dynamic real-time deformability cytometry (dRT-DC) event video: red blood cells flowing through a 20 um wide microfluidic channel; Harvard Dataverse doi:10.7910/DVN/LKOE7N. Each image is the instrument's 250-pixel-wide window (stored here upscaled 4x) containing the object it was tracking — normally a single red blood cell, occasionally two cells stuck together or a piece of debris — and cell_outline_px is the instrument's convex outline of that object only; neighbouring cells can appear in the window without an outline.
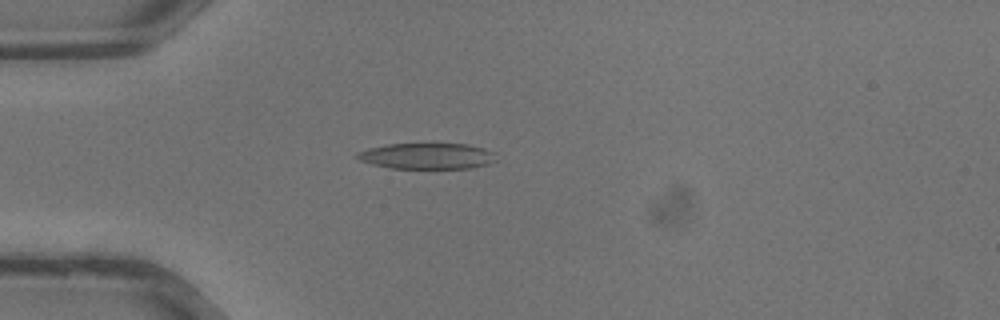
{"species": "common noctule bat (a hibernating species)", "species_latin": "Nyctalus noctula", "temperature_condition": "warm", "stored_images_in_passage": 35, "camera_frame_rate_fps": 3000, "um_per_image_px": 0.085, "animal": {"sex": "male", "body_mass_g": 13.3}, "frame": {"image": 1, "passage_image": 9, "time_ms": 2.667, "image_size_px": [1000, 320], "cell_outline_px": [[496, 160], [488, 164], [472, 168], [392, 168], [372, 164], [360, 160], [356, 156], [356, 152], [368, 148], [388, 144], [468, 144], [484, 148], [496, 152]], "centroid_in_image_um": [36.34, 13.26], "position_along_channel_um": 48.7, "area_um2": 21.04}}
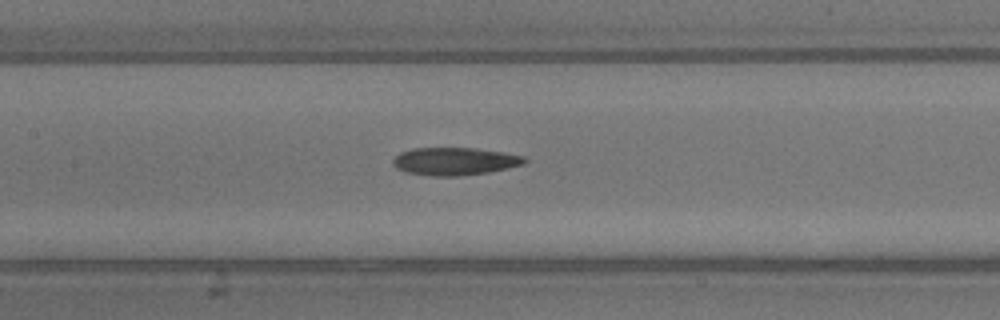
{"frame": {"image": 2, "passage_image": 16, "time_ms": 5.0, "image_size_px": [1000, 320], "cell_outline_px": [[528, 160], [524, 164], [508, 168], [488, 172], [456, 176], [432, 176], [408, 172], [396, 168], [392, 164], [392, 160], [400, 152], [412, 148], [476, 148], [504, 152], [524, 156]], "centroid_in_image_um": [38.66, 13.7], "position_along_channel_um": 168.7, "area_um2": 21.27}}
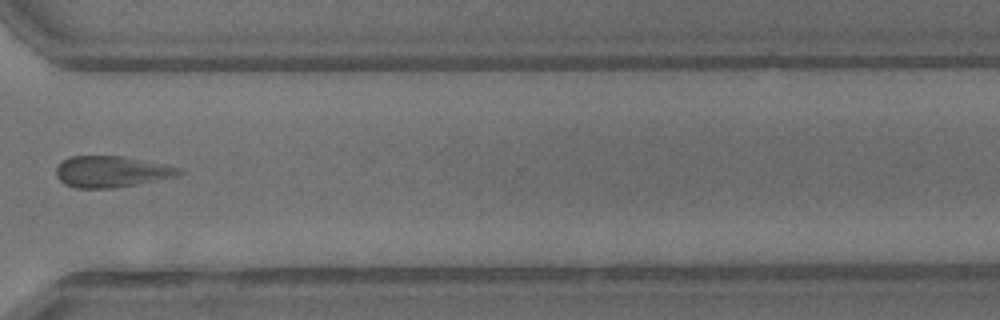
{"frame": {"image": 3, "passage_image": 26, "time_ms": 8.333, "image_size_px": [1000, 320], "cell_outline_px": [[184, 172], [176, 176], [136, 184], [112, 188], [76, 188], [64, 184], [56, 176], [56, 168], [64, 160], [72, 156], [124, 156], [180, 168]], "centroid_in_image_um": [9.44, 14.59], "position_along_channel_um": 361.2, "area_um2": 22.08}}